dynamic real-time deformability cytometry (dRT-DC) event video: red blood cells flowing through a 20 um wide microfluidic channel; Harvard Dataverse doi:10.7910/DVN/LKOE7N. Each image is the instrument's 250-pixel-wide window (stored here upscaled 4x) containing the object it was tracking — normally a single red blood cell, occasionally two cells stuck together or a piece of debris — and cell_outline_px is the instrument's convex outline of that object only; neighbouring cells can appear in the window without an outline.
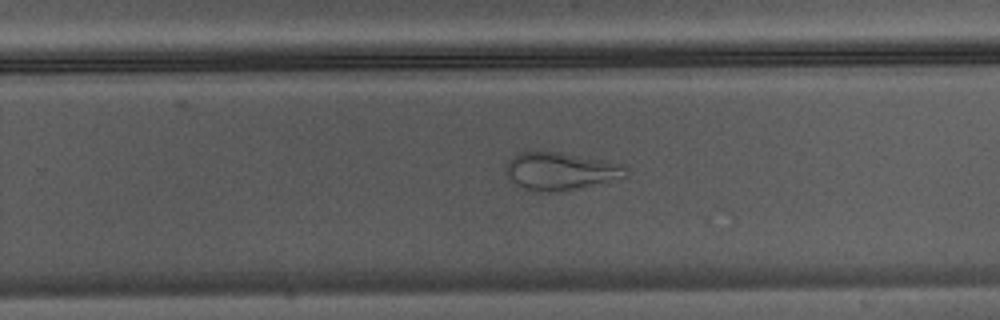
{"species": "Egyptian fruit bat (a non-hibernating species)", "species_latin": "Rousettus aegyptiacus", "temperature_condition": "warm", "stored_images_in_passage": 36, "camera_frame_rate_fps": 3000, "um_per_image_px": 0.085, "animal": {"sex": "male"}, "frame": {"image": 1, "passage_image": 20, "time_ms": 6.333, "image_size_px": [1000, 320], "cell_outline_px": [[628, 176], [572, 188], [548, 192], [536, 192], [524, 188], [508, 180], [504, 172], [508, 160], [512, 156], [520, 152], [560, 152], [604, 160], [624, 164], [628, 172]], "centroid_in_image_um": [47.57, 14.53], "position_along_channel_um": 282.2, "area_um2": 26.01}}
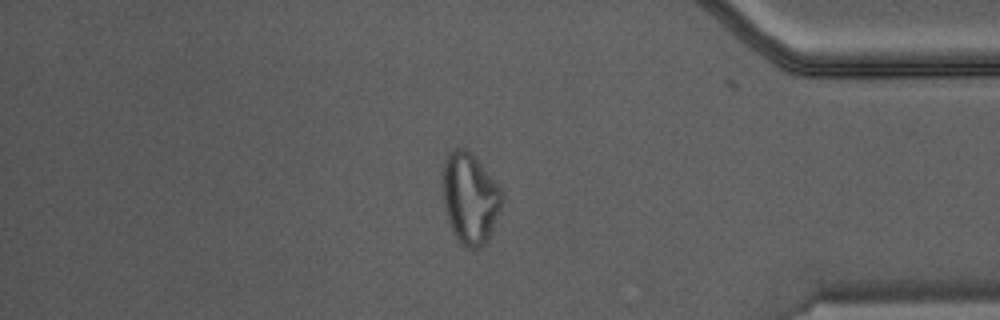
{"frame": {"image": 2, "passage_image": 29, "time_ms": 9.333, "image_size_px": [1000, 320], "cell_outline_px": [[504, 200], [492, 232], [488, 240], [480, 248], [468, 248], [456, 240], [448, 220], [444, 204], [444, 164], [448, 156], [456, 148], [464, 148], [472, 152], [500, 188]], "centroid_in_image_um": [39.98, 16.89], "position_along_channel_um": 395.2, "area_um2": 31.1}}
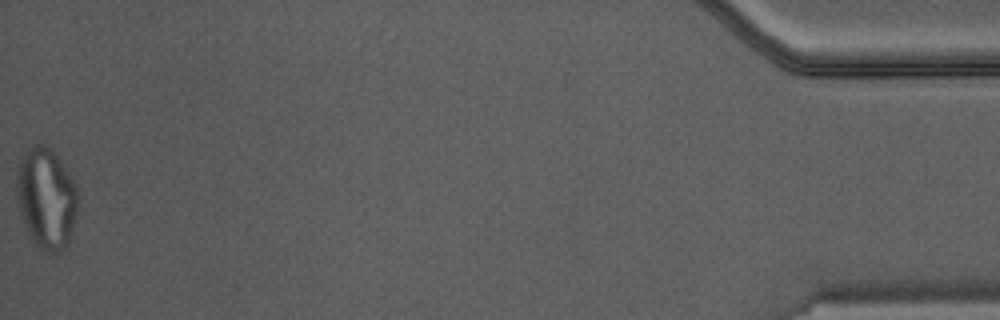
{"frame": {"image": 3, "passage_image": 36, "time_ms": 11.667, "image_size_px": [1000, 320], "cell_outline_px": [[80, 192], [72, 232], [68, 244], [60, 252], [52, 256], [44, 252], [36, 244], [28, 232], [24, 224], [20, 212], [16, 196], [16, 168], [24, 152], [36, 144], [44, 144], [56, 152]], "centroid_in_image_um": [3.94, 16.86], "position_along_channel_um": 431.3, "area_um2": 36.65}}